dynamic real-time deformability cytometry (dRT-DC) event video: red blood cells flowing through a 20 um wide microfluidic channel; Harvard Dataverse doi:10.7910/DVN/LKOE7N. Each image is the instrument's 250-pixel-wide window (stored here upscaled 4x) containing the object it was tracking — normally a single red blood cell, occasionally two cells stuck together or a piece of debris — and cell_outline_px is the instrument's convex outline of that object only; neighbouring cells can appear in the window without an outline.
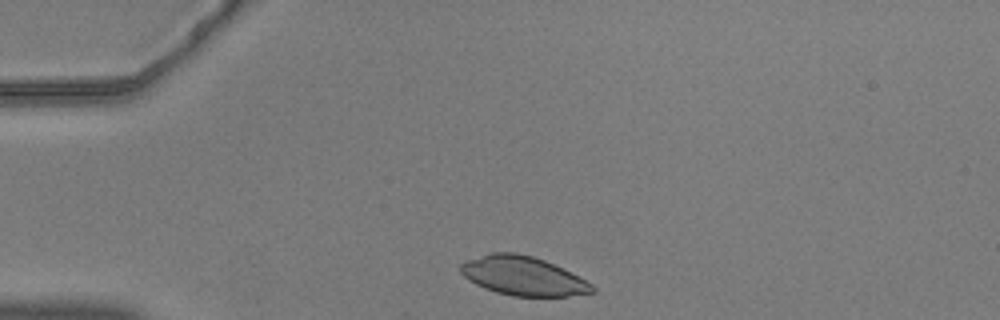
{"species": "common noctule bat (a hibernating species)", "species_latin": "Nyctalus noctula", "temperature_condition": "warm", "stored_images_in_passage": 35, "camera_frame_rate_fps": 3000, "um_per_image_px": 0.085, "animal": {"sex": "male", "body_mass_g": 20.5, "forearm_length_mm": 52.5}, "frame": {"image": 1, "passage_image": 1, "time_ms": 0.0, "image_size_px": [1000, 320], "cell_outline_px": [[596, 292], [568, 296], [512, 296], [496, 292], [484, 288], [468, 280], [460, 272], [460, 264], [464, 260], [492, 252], [516, 252], [532, 256], [544, 260], [564, 268], [592, 284], [596, 288]], "centroid_in_image_um": [44.45, 23.45], "position_along_channel_um": 40.6, "area_um2": 30.11}}
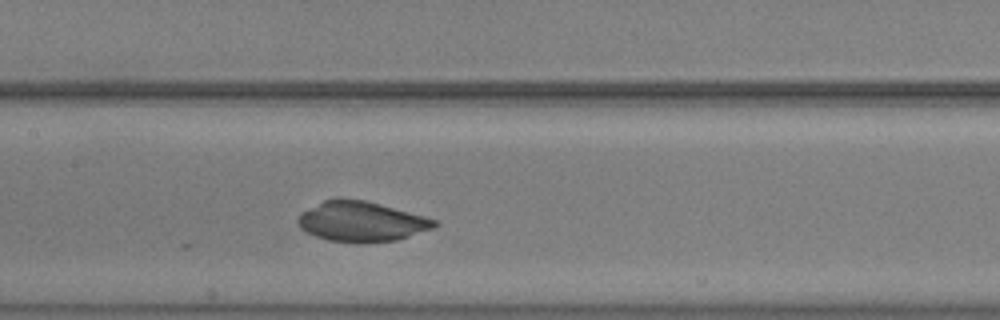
{"frame": {"image": 2, "passage_image": 15, "time_ms": 4.667, "image_size_px": [1000, 320], "cell_outline_px": [[440, 224], [436, 228], [396, 240], [328, 240], [316, 236], [300, 228], [296, 220], [304, 212], [324, 200], [336, 196], [364, 200], [380, 204], [424, 216], [436, 220]], "centroid_in_image_um": [30.75, 18.78], "position_along_channel_um": 176.6, "area_um2": 31.1}}
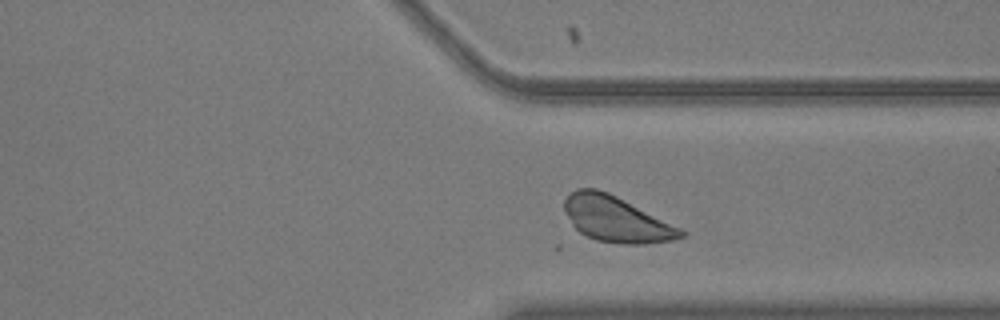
{"frame": {"image": 3, "passage_image": 30, "time_ms": 9.667, "image_size_px": [1000, 320], "cell_outline_px": [[688, 232], [684, 236], [672, 240], [644, 244], [624, 244], [596, 240], [580, 232], [572, 224], [564, 208], [564, 200], [576, 188], [596, 188], [608, 192], [684, 228]], "centroid_in_image_um": [52.45, 18.63], "position_along_channel_um": 359.0, "area_um2": 31.1}}